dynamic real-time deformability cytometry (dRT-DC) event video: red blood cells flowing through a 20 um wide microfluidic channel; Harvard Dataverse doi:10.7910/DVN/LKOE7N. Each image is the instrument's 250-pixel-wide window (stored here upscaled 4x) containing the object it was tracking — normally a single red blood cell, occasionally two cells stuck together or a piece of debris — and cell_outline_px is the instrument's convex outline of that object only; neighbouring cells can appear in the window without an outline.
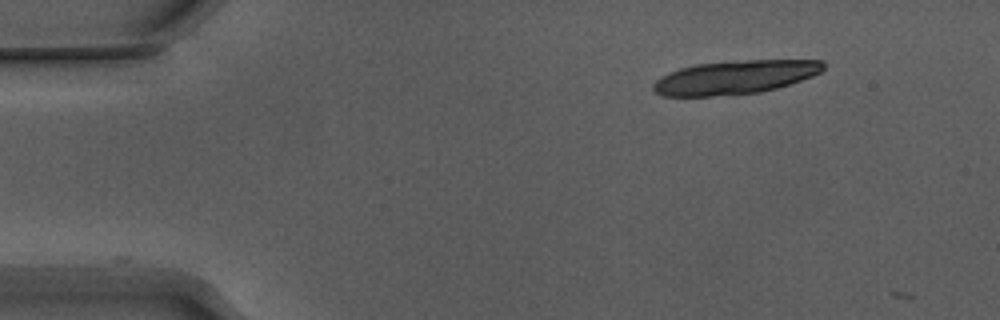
{"species": "Egyptian fruit bat (a non-hibernating species)", "species_latin": "Rousettus aegyptiacus", "temperature_condition": "warm", "stored_images_in_passage": 3, "camera_frame_rate_fps": 3000, "um_per_image_px": 0.085, "animal": {"sex": "male"}, "frame": {"image": 1, "passage_image": 1, "time_ms": 0.0, "image_size_px": [1000, 320], "cell_outline_px": [[824, 68], [820, 72], [812, 76], [776, 88], [760, 92], [712, 96], [664, 96], [656, 92], [652, 88], [652, 84], [656, 80], [668, 72], [680, 68], [696, 64], [748, 60], [824, 60]], "centroid_in_image_um": [62.45, 6.56], "position_along_channel_um": 22.5, "area_um2": 33.06}}